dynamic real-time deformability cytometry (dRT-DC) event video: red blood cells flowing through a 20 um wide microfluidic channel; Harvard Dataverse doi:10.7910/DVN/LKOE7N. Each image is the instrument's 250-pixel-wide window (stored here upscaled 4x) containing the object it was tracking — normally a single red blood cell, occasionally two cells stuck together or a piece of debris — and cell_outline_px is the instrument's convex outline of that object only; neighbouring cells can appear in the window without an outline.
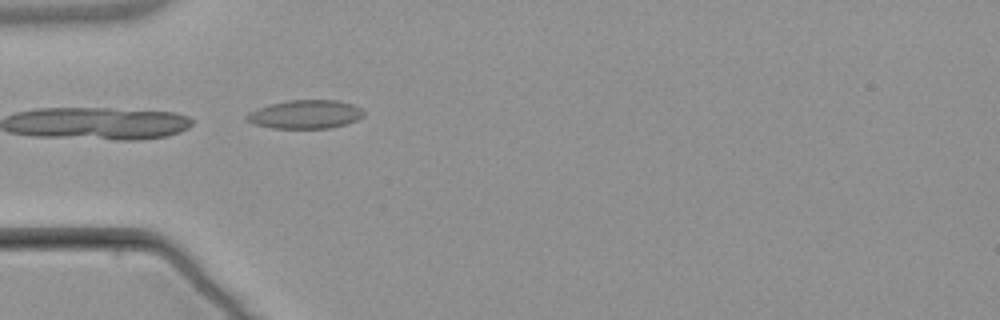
{"species": "common noctule bat (a hibernating species)", "species_latin": "Nyctalus noctula", "temperature_condition": "warm", "stored_images_in_passage": 1, "camera_frame_rate_fps": 3000, "um_per_image_px": 0.085, "animal": {"sex": "male", "body_mass_g": 21.5, "forearm_length_mm": 52.0}, "frame": {"image": 1, "passage_image": 1, "time_ms": 0.0, "image_size_px": [1000, 320], "cell_outline_px": [[364, 116], [356, 120], [344, 124], [328, 128], [272, 128], [252, 124], [244, 120], [244, 116], [248, 112], [256, 108], [268, 104], [288, 100], [336, 100], [352, 104], [360, 108], [364, 112]], "centroid_in_image_um": [25.87, 9.71], "position_along_channel_um": 59.1, "area_um2": 19.65}}